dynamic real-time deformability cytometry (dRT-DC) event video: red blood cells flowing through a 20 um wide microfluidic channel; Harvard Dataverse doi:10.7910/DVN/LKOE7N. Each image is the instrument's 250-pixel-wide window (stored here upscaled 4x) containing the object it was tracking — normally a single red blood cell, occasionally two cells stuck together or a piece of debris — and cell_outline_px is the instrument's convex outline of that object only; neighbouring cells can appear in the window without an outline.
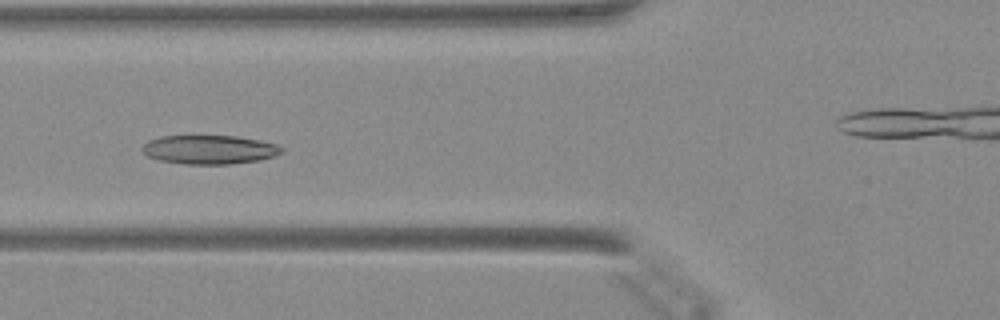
{"species": "Egyptian fruit bat (a non-hibernating species)", "species_latin": "Rousettus aegyptiacus", "temperature_condition": "warm", "stored_images_in_passage": 38, "camera_frame_rate_fps": 3000, "um_per_image_px": 0.085, "animal": {"sex": "female"}, "frame": {"image": 1, "passage_image": 11, "time_ms": 3.333, "image_size_px": [1000, 320], "cell_outline_px": [[284, 152], [260, 160], [228, 164], [184, 164], [160, 160], [148, 156], [140, 148], [148, 140], [160, 136], [236, 136], [260, 140], [276, 144], [284, 148]], "centroid_in_image_um": [17.8, 12.71], "position_along_channel_um": 108.0, "area_um2": 23.47}}
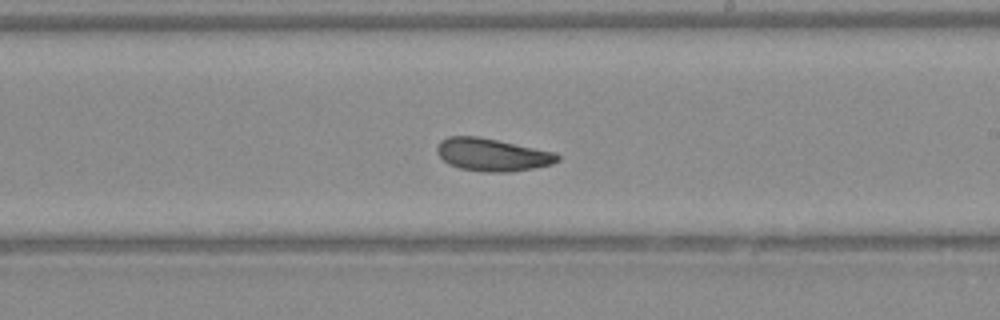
{"frame": {"image": 2, "passage_image": 21, "time_ms": 6.667, "image_size_px": [1000, 320], "cell_outline_px": [[560, 160], [552, 164], [532, 168], [508, 172], [480, 172], [460, 168], [448, 164], [436, 152], [436, 148], [440, 140], [448, 136], [476, 136], [556, 152], [560, 156]], "centroid_in_image_um": [41.83, 13.15], "position_along_channel_um": 247.2, "area_um2": 22.95}}
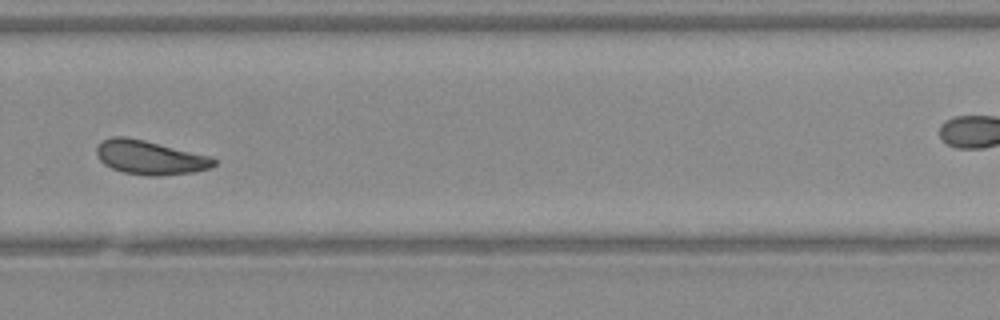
{"frame": {"image": 3, "passage_image": 26, "time_ms": 8.333, "image_size_px": [1000, 320], "cell_outline_px": [[216, 164], [212, 168], [196, 172], [160, 176], [144, 176], [124, 172], [112, 168], [104, 164], [100, 160], [96, 152], [96, 148], [100, 140], [112, 136], [124, 136], [144, 140], [212, 156], [216, 160]], "centroid_in_image_um": [12.76, 13.39], "position_along_channel_um": 317.0, "area_um2": 23.58}}